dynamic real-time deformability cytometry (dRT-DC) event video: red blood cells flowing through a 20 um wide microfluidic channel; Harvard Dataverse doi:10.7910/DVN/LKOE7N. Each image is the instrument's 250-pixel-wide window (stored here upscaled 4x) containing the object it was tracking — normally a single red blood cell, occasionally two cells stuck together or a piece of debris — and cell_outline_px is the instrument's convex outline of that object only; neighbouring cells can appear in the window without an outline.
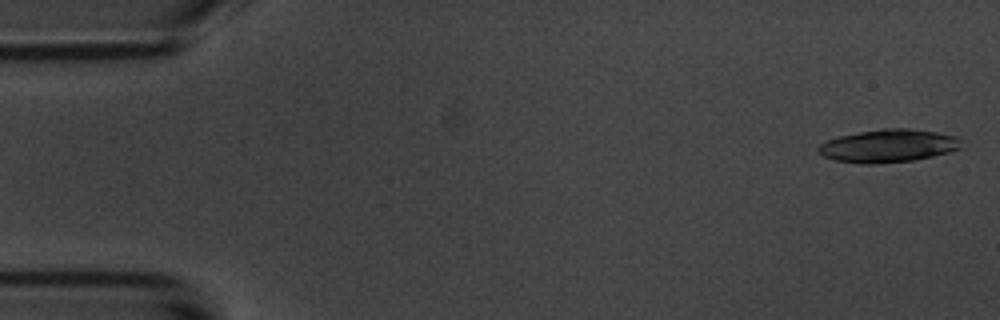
{"species": "common noctule bat (a hibernating species)", "species_latin": "Nyctalus noctula", "temperature_condition": "room temperature", "stored_images_in_passage": 5, "camera_frame_rate_fps": 3000, "um_per_image_px": 0.085, "animal": {"sex": "male", "body_mass_g": 20.1, "forearm_length_mm": 53.5}, "frame": {"image": 1, "passage_image": 1, "time_ms": 0.0, "image_size_px": [1000, 320], "cell_outline_px": [[964, 148], [932, 156], [912, 160], [868, 164], [864, 164], [832, 160], [824, 156], [816, 148], [820, 144], [828, 140], [840, 136], [880, 128], [908, 128], [936, 132], [956, 136], [960, 140]], "centroid_in_image_um": [75.52, 12.39], "position_along_channel_um": 9.5, "area_um2": 27.34}}